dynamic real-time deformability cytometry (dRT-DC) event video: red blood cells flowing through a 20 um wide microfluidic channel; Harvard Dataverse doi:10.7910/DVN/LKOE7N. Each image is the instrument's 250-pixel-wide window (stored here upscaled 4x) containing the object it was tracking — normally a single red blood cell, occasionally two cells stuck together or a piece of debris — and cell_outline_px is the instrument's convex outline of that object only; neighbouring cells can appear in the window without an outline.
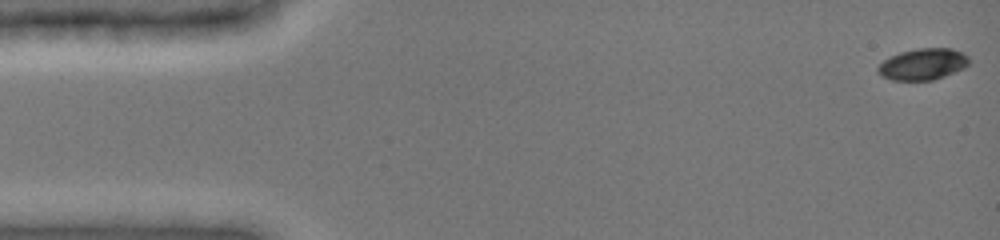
{"species": "common noctule bat (a hibernating species)", "species_latin": "Nyctalus noctula", "temperature_condition": "cold", "stored_images_in_passage": 7, "camera_frame_rate_fps": 3000, "um_per_image_px": 0.085, "animal": {"sex": "female", "body_mass_g": 19.0, "forearm_length_mm": 51.5}, "frame": {"image": 1, "passage_image": 1, "time_ms": 0.0, "image_size_px": [1000, 240], "cell_outline_px": [[968, 64], [964, 68], [944, 76], [932, 80], [892, 80], [880, 76], [876, 72], [876, 68], [884, 60], [900, 52], [916, 48], [952, 48], [968, 56]], "centroid_in_image_um": [78.41, 5.46], "position_along_channel_um": 6.6, "area_um2": 16.65}}
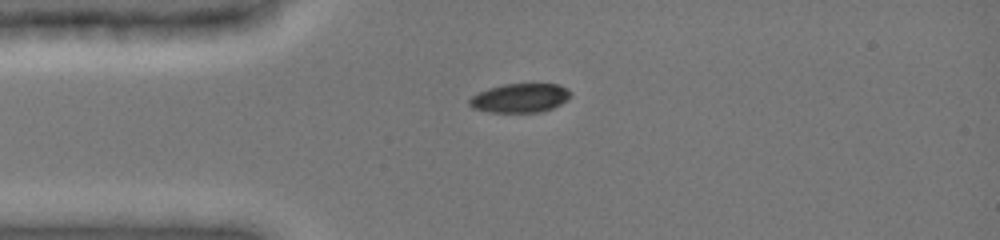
{"frame": {"image": 2, "passage_image": 5, "time_ms": 3.667, "image_size_px": [1000, 240], "cell_outline_px": [[572, 92], [560, 104], [552, 108], [540, 112], [488, 112], [472, 108], [468, 104], [468, 100], [472, 96], [488, 88], [504, 84], [556, 84], [568, 88]], "centroid_in_image_um": [44.16, 8.33], "position_along_channel_um": 40.8, "area_um2": 16.99}}
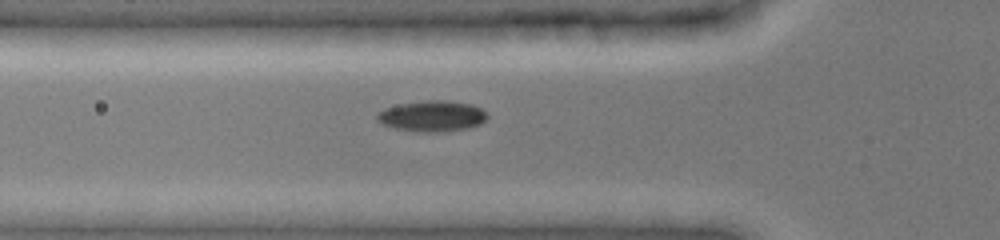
{"frame": {"image": 3, "passage_image": 7, "time_ms": 5.333, "image_size_px": [1000, 240], "cell_outline_px": [[488, 116], [480, 124], [468, 128], [436, 132], [420, 132], [396, 128], [380, 124], [376, 120], [376, 112], [384, 108], [400, 104], [428, 100], [444, 100], [472, 104], [480, 108]], "centroid_in_image_um": [36.68, 9.86], "position_along_channel_um": 89.1, "area_um2": 19.77}}